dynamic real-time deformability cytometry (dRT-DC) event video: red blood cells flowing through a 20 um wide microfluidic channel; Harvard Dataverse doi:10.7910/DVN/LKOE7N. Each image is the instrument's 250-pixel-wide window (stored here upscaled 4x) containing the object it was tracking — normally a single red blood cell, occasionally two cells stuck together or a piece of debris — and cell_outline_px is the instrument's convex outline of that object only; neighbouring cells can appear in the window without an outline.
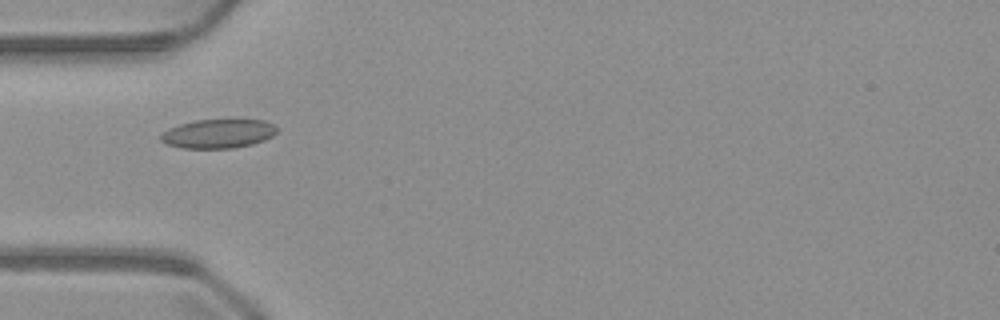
{"species": "common noctule bat (a hibernating species)", "species_latin": "Nyctalus noctula", "temperature_condition": "warm", "stored_images_in_passage": 51, "camera_frame_rate_fps": 3000, "um_per_image_px": 0.085, "animal": {"sex": "male", "body_mass_g": 23.1, "forearm_length_mm": 52.7}, "frame": {"image": 1, "passage_image": 16, "time_ms": 5.0, "image_size_px": [1000, 320], "cell_outline_px": [[276, 132], [272, 136], [264, 140], [252, 144], [232, 148], [180, 148], [168, 144], [160, 140], [160, 136], [168, 128], [180, 124], [196, 120], [264, 120], [272, 124], [276, 128]], "centroid_in_image_um": [18.53, 11.36], "position_along_channel_um": 66.5, "area_um2": 19.42}}
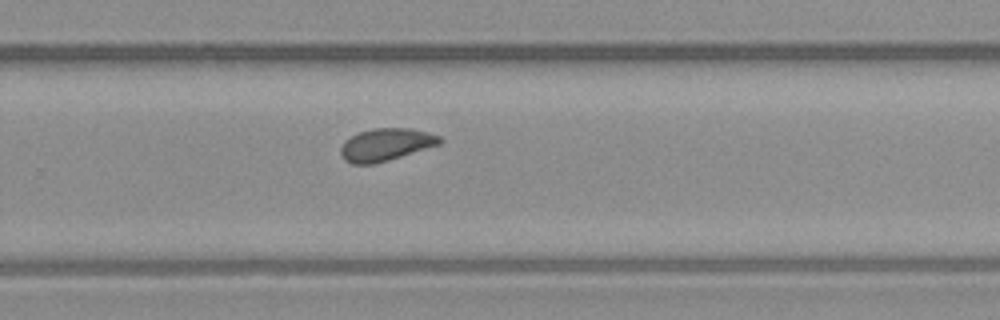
{"frame": {"image": 2, "passage_image": 33, "time_ms": 10.667, "image_size_px": [1000, 320], "cell_outline_px": [[444, 140], [440, 144], [376, 164], [352, 164], [344, 160], [340, 152], [340, 148], [344, 140], [360, 132], [372, 128], [408, 128], [428, 132], [440, 136]], "centroid_in_image_um": [32.79, 12.29], "position_along_channel_um": 297.0, "area_um2": 18.79}}
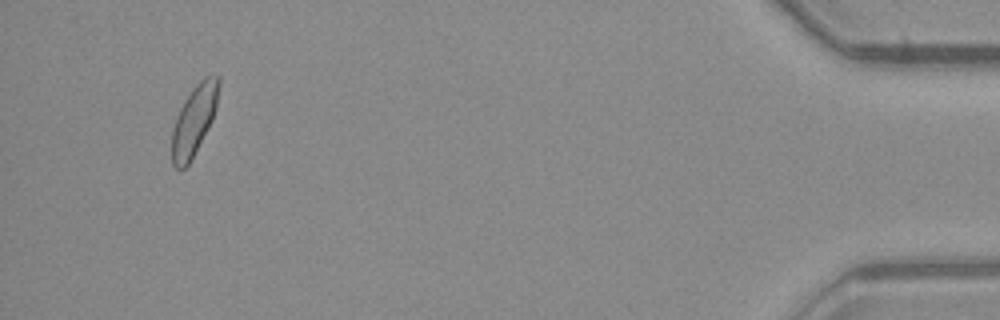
{"frame": {"image": 3, "passage_image": 48, "time_ms": 15.667, "image_size_px": [1000, 320], "cell_outline_px": [[220, 84], [216, 108], [212, 120], [188, 164], [184, 168], [176, 168], [172, 164], [172, 128], [176, 116], [184, 100], [196, 84], [204, 76], [220, 76]], "centroid_in_image_um": [16.49, 10.18], "position_along_channel_um": 418.7, "area_um2": 18.84}}